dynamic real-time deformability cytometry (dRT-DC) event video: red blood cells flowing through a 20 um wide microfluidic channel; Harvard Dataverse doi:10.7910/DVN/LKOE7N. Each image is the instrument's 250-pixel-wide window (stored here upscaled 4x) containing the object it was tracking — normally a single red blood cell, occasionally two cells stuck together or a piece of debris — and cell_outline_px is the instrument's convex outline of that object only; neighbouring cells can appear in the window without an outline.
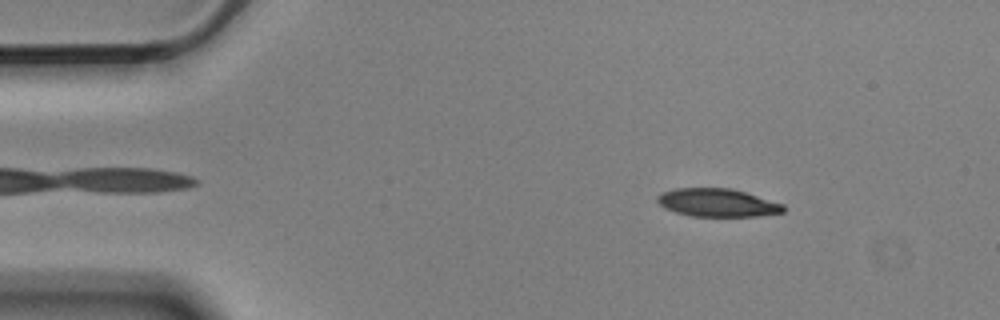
{"species": "Egyptian fruit bat (a non-hibernating species)", "species_latin": "Rousettus aegyptiacus", "temperature_condition": "cold", "stored_images_in_passage": 5, "camera_frame_rate_fps": 3000, "um_per_image_px": 0.085, "animal": {"sex": "male"}, "frame": {"image": 1, "passage_image": 2, "time_ms": 0.333, "image_size_px": [1000, 320], "cell_outline_px": [[784, 212], [756, 216], [692, 216], [676, 212], [664, 208], [656, 200], [656, 196], [660, 192], [676, 188], [732, 188], [784, 204]], "centroid_in_image_um": [60.95, 17.22], "position_along_channel_um": 24.1, "area_um2": 20.63}}
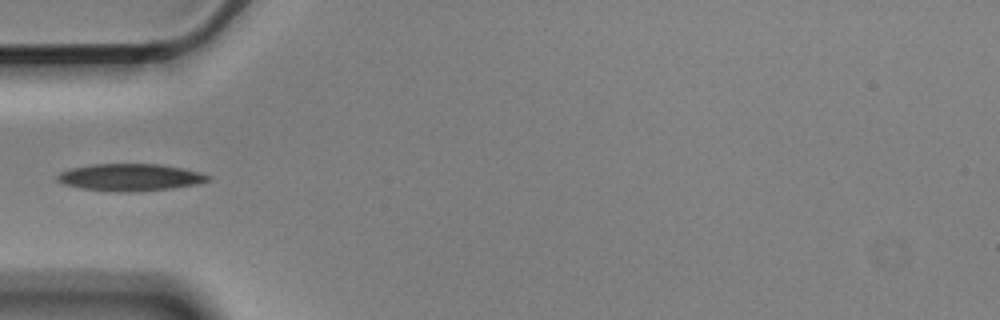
{"frame": {"image": 2, "passage_image": 5, "time_ms": 1.333, "image_size_px": [1000, 320], "cell_outline_px": [[212, 180], [196, 184], [172, 188], [136, 192], [116, 192], [80, 188], [64, 184], [56, 180], [56, 176], [60, 172], [68, 168], [92, 164], [160, 164], [184, 168], [200, 172], [212, 176]], "centroid_in_image_um": [11.07, 15.07], "position_along_channel_um": 73.9, "area_um2": 24.16}}